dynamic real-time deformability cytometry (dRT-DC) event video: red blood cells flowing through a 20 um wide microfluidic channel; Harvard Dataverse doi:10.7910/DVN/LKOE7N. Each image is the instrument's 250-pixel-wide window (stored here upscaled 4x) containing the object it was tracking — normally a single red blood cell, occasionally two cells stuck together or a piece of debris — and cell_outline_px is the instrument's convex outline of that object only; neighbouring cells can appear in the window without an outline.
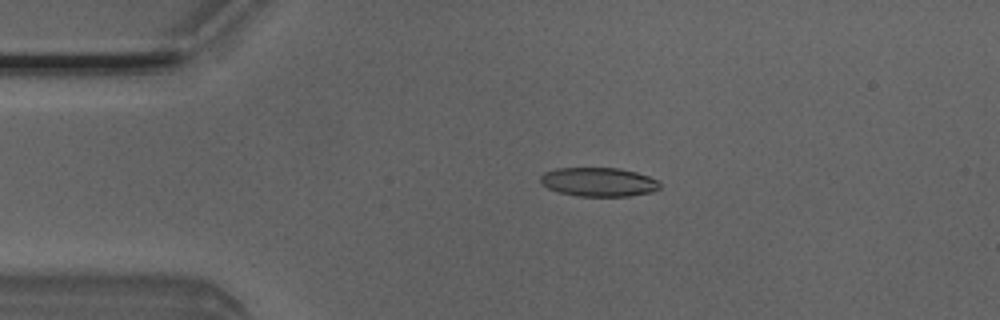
{"species": "Egyptian fruit bat (a non-hibernating species)", "species_latin": "Rousettus aegyptiacus", "temperature_condition": "room temperature", "stored_images_in_passage": 4, "camera_frame_rate_fps": 3000, "um_per_image_px": 0.085, "animal": {"sex": "male"}, "frame": {"image": 1, "passage_image": 3, "time_ms": 0.667, "image_size_px": [1000, 320], "cell_outline_px": [[660, 188], [652, 192], [628, 196], [580, 196], [560, 192], [548, 188], [540, 184], [540, 176], [544, 172], [556, 168], [620, 168], [636, 172], [660, 180]], "centroid_in_image_um": [50.89, 15.46], "position_along_channel_um": 34.1, "area_um2": 20.23}}